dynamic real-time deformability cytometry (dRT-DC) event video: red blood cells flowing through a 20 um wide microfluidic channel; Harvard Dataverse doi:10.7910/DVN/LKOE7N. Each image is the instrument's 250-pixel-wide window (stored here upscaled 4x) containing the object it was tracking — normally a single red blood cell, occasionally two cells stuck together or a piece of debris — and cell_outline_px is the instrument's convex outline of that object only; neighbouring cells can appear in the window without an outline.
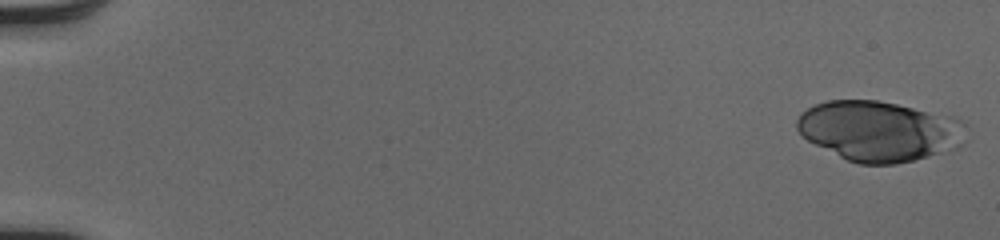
{"species": "human", "species_latin": "Homo sapiens", "temperature_condition": "cold", "stored_images_in_passage": 15, "camera_frame_rate_fps": 3000, "um_per_image_px": 0.085, "donor": {"sex": "male"}, "frame": {"image": 1, "passage_image": 1, "time_ms": 0.0, "image_size_px": [1000, 240], "cell_outline_px": [[964, 124], [960, 144], [956, 148], [928, 156], [896, 164], [860, 164], [848, 160], [808, 140], [796, 128], [796, 120], [800, 112], [816, 104], [828, 100], [876, 100], [896, 104], [952, 116], [960, 120]], "centroid_in_image_um": [74.68, 11.12], "position_along_channel_um": 10.3, "area_um2": 58.55}}
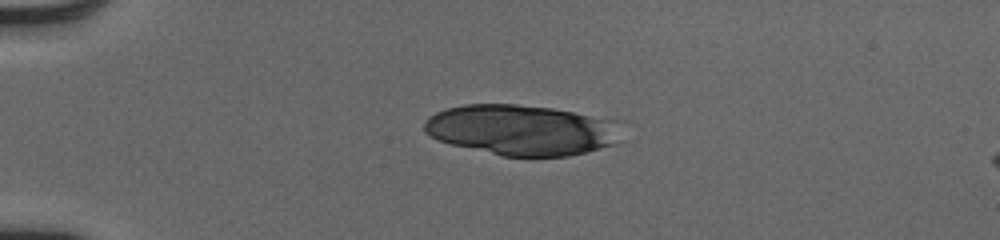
{"frame": {"image": 2, "passage_image": 13, "time_ms": 4.0, "image_size_px": [1000, 240], "cell_outline_px": [[628, 120], [616, 144], [568, 156], [500, 156], [452, 144], [440, 140], [424, 132], [424, 120], [428, 116], [436, 112], [448, 108], [464, 104], [516, 104], [552, 108]], "centroid_in_image_um": [44.47, 11.03], "position_along_channel_um": 40.5, "area_um2": 59.13}}